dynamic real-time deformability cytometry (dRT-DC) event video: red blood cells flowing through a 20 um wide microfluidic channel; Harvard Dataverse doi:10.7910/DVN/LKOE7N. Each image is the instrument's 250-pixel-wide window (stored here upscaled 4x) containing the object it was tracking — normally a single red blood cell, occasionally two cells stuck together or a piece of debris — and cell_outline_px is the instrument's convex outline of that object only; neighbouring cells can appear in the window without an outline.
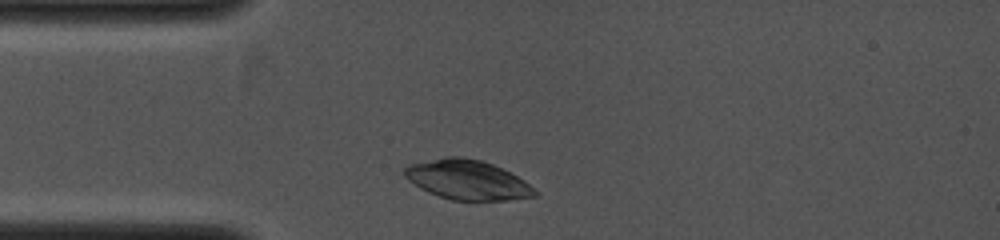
{"species": "common noctule bat (a hibernating species)", "species_latin": "Nyctalus noctula", "temperature_condition": "cold", "stored_images_in_passage": 5, "camera_frame_rate_fps": 4000, "um_per_image_px": 0.085, "animal": {"sex": "female", "body_mass_g": 19.0, "forearm_length_mm": 53.3}, "frame": {"image": 1, "passage_image": 2, "time_ms": 0.25, "image_size_px": [1000, 240], "cell_outline_px": [[536, 196], [504, 200], [452, 200], [428, 192], [420, 188], [408, 180], [404, 176], [404, 168], [408, 164], [444, 156], [460, 156], [480, 160], [492, 164], [516, 176], [528, 184], [536, 192]], "centroid_in_image_um": [39.65, 15.27], "position_along_channel_um": 45.4, "area_um2": 29.71}}
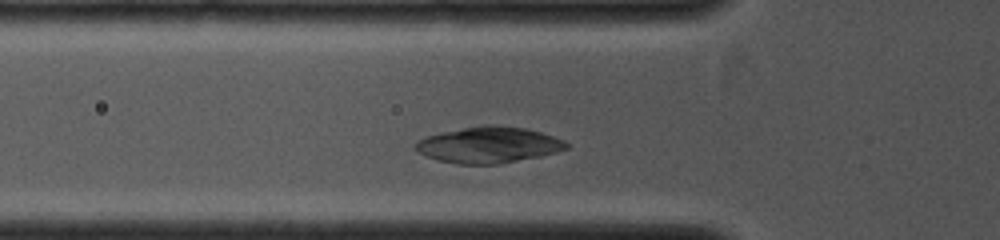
{"frame": {"image": 2, "passage_image": 4, "time_ms": 1.25, "image_size_px": [1000, 240], "cell_outline_px": [[572, 144], [568, 148], [556, 152], [540, 156], [500, 164], [456, 164], [436, 160], [420, 152], [416, 148], [416, 140], [424, 136], [440, 132], [484, 124], [492, 124], [524, 128], [540, 132], [564, 140]], "centroid_in_image_um": [41.54, 12.31], "position_along_channel_um": 84.3, "area_um2": 31.91}}